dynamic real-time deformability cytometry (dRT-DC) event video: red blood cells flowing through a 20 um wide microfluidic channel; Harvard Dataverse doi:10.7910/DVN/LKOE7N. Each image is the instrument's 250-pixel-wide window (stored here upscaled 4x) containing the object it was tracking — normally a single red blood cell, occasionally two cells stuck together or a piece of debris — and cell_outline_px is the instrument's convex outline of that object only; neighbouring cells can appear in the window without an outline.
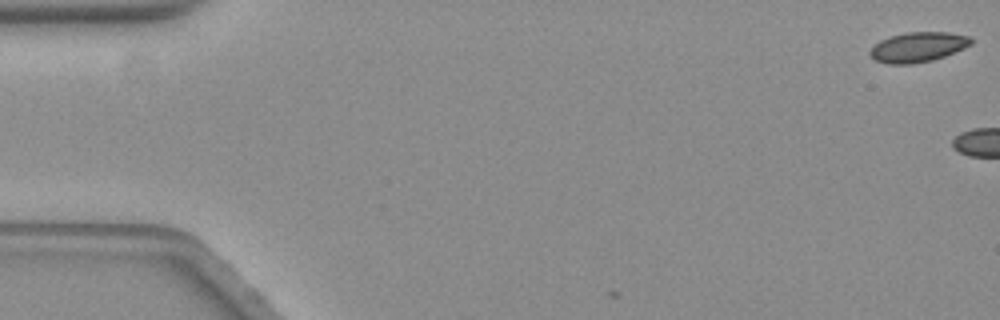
{"species": "common noctule bat (a hibernating species)", "species_latin": "Nyctalus noctula", "temperature_condition": "warm", "stored_images_in_passage": 5, "camera_frame_rate_fps": 3000, "um_per_image_px": 0.085, "animal": {"sex": "female", "body_mass_g": 19.3, "forearm_length_mm": 54.1}, "frame": {"image": 1, "passage_image": 1, "time_ms": 0.0, "image_size_px": [1000, 320], "cell_outline_px": [[972, 44], [964, 48], [944, 56], [932, 60], [912, 64], [888, 64], [876, 60], [868, 52], [880, 40], [892, 36], [908, 32], [948, 32], [972, 36]], "centroid_in_image_um": [78.06, 4.0], "position_along_channel_um": 6.9, "area_um2": 17.51}}